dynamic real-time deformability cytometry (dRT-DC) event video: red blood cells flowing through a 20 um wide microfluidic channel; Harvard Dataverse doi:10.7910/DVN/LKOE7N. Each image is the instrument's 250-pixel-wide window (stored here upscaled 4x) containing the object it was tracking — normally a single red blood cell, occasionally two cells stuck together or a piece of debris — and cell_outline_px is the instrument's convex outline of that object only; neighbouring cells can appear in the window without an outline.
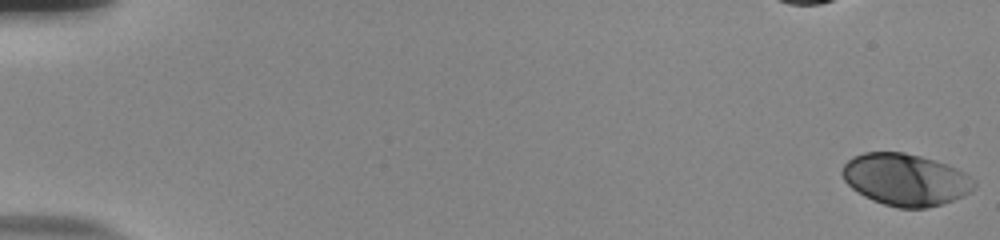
{"species": "human", "species_latin": "Homo sapiens", "temperature_condition": "room temperature", "stored_images_in_passage": 55, "camera_frame_rate_fps": 3000, "um_per_image_px": 0.085, "donor": {"sex": "male"}, "frame": {"image": 1, "passage_image": 1, "time_ms": 0.0, "image_size_px": [1000, 240], "cell_outline_px": [[976, 184], [968, 192], [952, 200], [940, 204], [924, 208], [900, 208], [884, 204], [872, 200], [864, 196], [852, 188], [844, 180], [840, 172], [844, 164], [852, 156], [864, 152], [904, 152], [920, 156], [948, 164], [964, 172], [976, 180]], "centroid_in_image_um": [76.93, 15.25], "position_along_channel_um": 8.1, "area_um2": 39.82}}
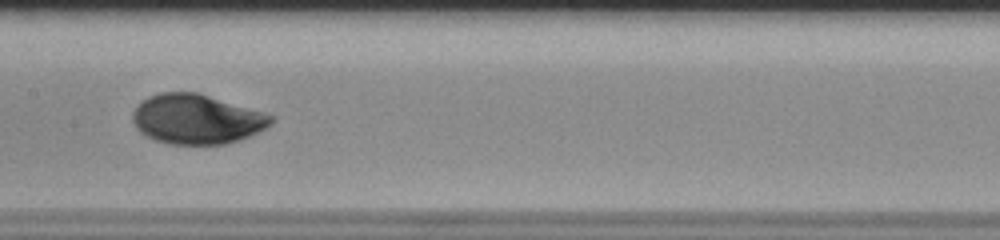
{"frame": {"image": 2, "passage_image": 30, "time_ms": 9.667, "image_size_px": [1000, 240], "cell_outline_px": [[276, 116], [272, 124], [268, 128], [248, 136], [224, 144], [168, 144], [156, 140], [140, 132], [136, 128], [132, 120], [132, 112], [148, 96], [160, 92], [196, 92], [264, 112]], "centroid_in_image_um": [16.73, 10.12], "position_along_channel_um": 190.7, "area_um2": 40.0}}
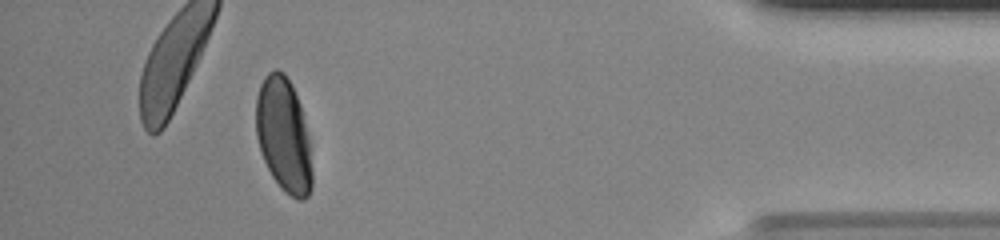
{"frame": {"image": 3, "passage_image": 51, "time_ms": 16.667, "image_size_px": [1000, 240], "cell_outline_px": [[312, 188], [308, 196], [304, 200], [296, 200], [284, 192], [280, 188], [272, 176], [260, 152], [256, 136], [256, 96], [260, 84], [264, 76], [268, 72], [276, 68], [284, 72], [292, 84], [300, 104], [308, 136], [312, 168]], "centroid_in_image_um": [24.1, 11.49], "position_along_channel_um": 411.1, "area_um2": 37.8}, "authors_computed_cell_mechanics": {"area_um2": 39.2462, "velocity_mm_per_s": 3.8049, "shape_relaxation_time_tau1_ms": 3.7124, "shape_relaxation_time_tau2_ms": null, "deformation_change_tau1": 0.1606, "deformation_change_tau2": null}}